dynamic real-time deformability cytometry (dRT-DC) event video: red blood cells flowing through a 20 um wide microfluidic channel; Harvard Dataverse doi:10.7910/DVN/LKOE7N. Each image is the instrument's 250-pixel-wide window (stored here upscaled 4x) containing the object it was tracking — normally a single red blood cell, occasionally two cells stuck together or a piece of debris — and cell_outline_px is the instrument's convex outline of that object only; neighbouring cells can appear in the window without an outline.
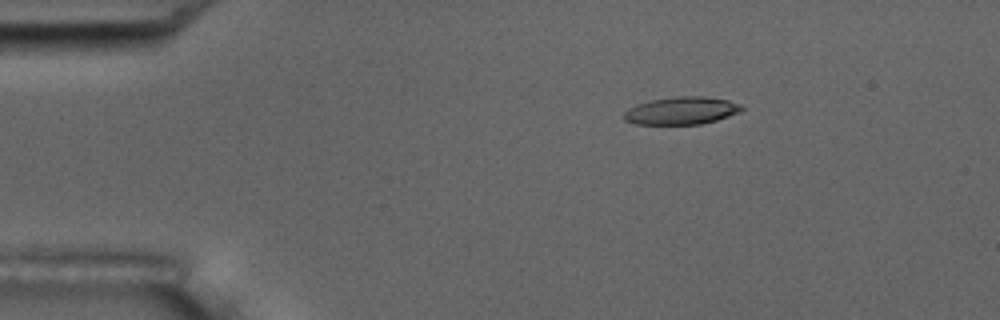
{"species": "common noctule bat (a hibernating species)", "species_latin": "Nyctalus noctula", "temperature_condition": "room temperature", "stored_images_in_passage": 5, "camera_frame_rate_fps": 3000, "um_per_image_px": 0.085, "animal": {"sex": "male", "body_mass_g": 17.5, "forearm_length_mm": 52.3}, "frame": {"image": 1, "passage_image": 3, "time_ms": 2.333, "image_size_px": [1000, 320], "cell_outline_px": [[744, 108], [740, 112], [716, 120], [700, 124], [636, 124], [624, 120], [624, 112], [628, 108], [636, 104], [652, 100], [676, 96], [704, 96], [728, 100], [740, 104]], "centroid_in_image_um": [57.92, 9.4], "position_along_channel_um": 27.1, "area_um2": 18.9}}